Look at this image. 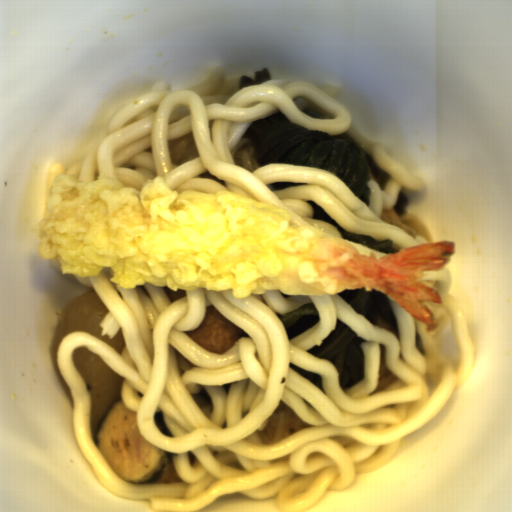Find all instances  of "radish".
<instances>
[{
    "label": "radish",
    "mask_w": 512,
    "mask_h": 512,
    "mask_svg": "<svg viewBox=\"0 0 512 512\" xmlns=\"http://www.w3.org/2000/svg\"><path fill=\"white\" fill-rule=\"evenodd\" d=\"M107 311V308L95 291L90 290L76 294L68 299L54 324L49 344L50 355L57 379L69 406L72 408V395L57 365L58 347L65 334L82 330L122 355L125 349V341L121 326L111 337L106 334L102 336L100 323Z\"/></svg>",
    "instance_id": "1"
},
{
    "label": "radish",
    "mask_w": 512,
    "mask_h": 512,
    "mask_svg": "<svg viewBox=\"0 0 512 512\" xmlns=\"http://www.w3.org/2000/svg\"><path fill=\"white\" fill-rule=\"evenodd\" d=\"M71 354L73 363L88 390L89 433L95 444L107 412L122 399L123 375L82 346L71 351Z\"/></svg>",
    "instance_id": "2"
}]
</instances>
